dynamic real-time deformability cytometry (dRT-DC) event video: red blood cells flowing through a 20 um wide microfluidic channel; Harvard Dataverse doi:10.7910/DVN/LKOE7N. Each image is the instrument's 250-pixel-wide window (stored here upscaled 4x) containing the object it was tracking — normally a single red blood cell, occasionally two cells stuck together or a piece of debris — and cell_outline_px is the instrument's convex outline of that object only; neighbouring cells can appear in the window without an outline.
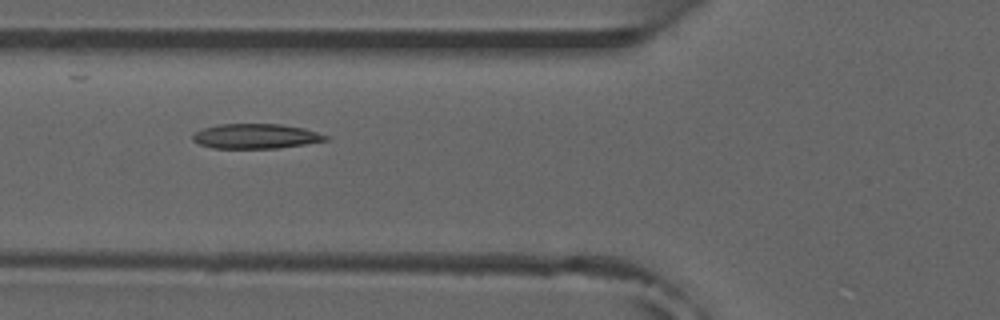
{"species": "common noctule bat (a hibernating species)", "species_latin": "Nyctalus noctula", "temperature_condition": "room temperature", "stored_images_in_passage": 29, "camera_frame_rate_fps": 3000, "um_per_image_px": 0.085, "animal": {"sex": "male", "forearm_length_mm": 52.5}, "frame": {"image": 1, "passage_image": 4, "time_ms": 1.0, "image_size_px": [1000, 320], "cell_outline_px": [[328, 140], [304, 144], [276, 148], [212, 148], [200, 144], [192, 140], [192, 136], [196, 132], [204, 128], [220, 124], [280, 124], [304, 128], [328, 136]], "centroid_in_image_um": [21.73, 11.58], "position_along_channel_um": 104.1, "area_um2": 19.02}, "authors_computed_cell_mechanics": {"area_um2": 18.9584, "velocity_mm_per_s": 3.8325, "shape_relaxation_time_tau1_ms": null, "shape_relaxation_time_tau2_ms": 4.689, "deformation_change_tau1": null, "deformation_change_tau2": 0.1099}}